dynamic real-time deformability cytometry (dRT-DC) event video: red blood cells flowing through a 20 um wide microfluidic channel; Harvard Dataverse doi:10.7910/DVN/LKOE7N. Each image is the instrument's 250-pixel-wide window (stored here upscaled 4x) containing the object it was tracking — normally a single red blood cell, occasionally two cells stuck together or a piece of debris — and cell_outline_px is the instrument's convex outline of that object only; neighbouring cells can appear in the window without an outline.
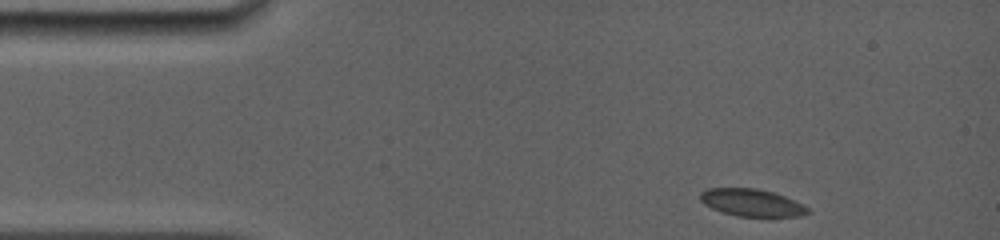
{"species": "common noctule bat (a hibernating species)", "species_latin": "Nyctalus noctula", "temperature_condition": "room temperature", "stored_images_in_passage": 9, "camera_frame_rate_fps": 5000, "um_per_image_px": 0.085, "animal": {"sex": "female", "body_mass_g": 19.0, "forearm_length_mm": 56.7}, "frame": {"image": 1, "passage_image": 1, "time_ms": 0.0, "image_size_px": [1000, 240], "cell_outline_px": [[812, 212], [800, 216], [768, 220], [736, 216], [720, 212], [704, 204], [700, 200], [700, 192], [708, 188], [756, 188], [772, 192], [784, 196], [808, 208]], "centroid_in_image_um": [63.92, 17.29], "position_along_channel_um": 21.1, "area_um2": 17.92}}
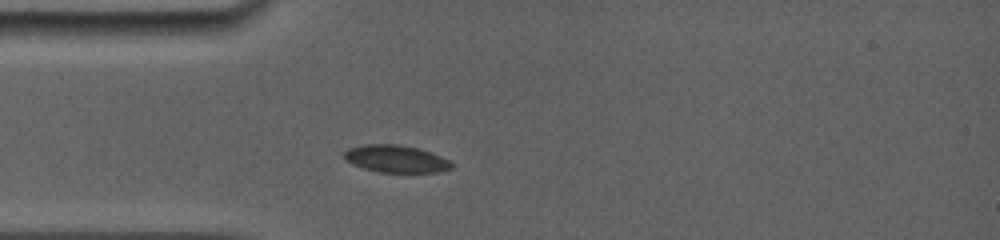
{"frame": {"image": 2, "passage_image": 6, "time_ms": 2.4, "image_size_px": [1000, 240], "cell_outline_px": [[452, 168], [440, 172], [380, 172], [364, 168], [352, 164], [344, 160], [344, 152], [348, 148], [364, 144], [396, 144], [416, 148], [440, 156], [448, 160], [452, 164]], "centroid_in_image_um": [33.61, 13.5], "position_along_channel_um": 51.4, "area_um2": 16.94}}
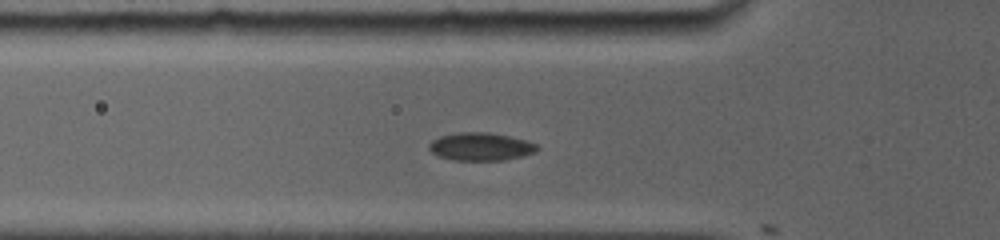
{"frame": {"image": 3, "passage_image": 8, "time_ms": 3.4, "image_size_px": [1000, 240], "cell_outline_px": [[540, 148], [536, 152], [524, 156], [504, 160], [452, 160], [436, 156], [428, 148], [428, 144], [432, 140], [440, 136], [456, 132], [488, 132], [508, 136], [524, 140], [536, 144]], "centroid_in_image_um": [40.83, 12.47], "position_along_channel_um": 85.0, "area_um2": 17.74}}